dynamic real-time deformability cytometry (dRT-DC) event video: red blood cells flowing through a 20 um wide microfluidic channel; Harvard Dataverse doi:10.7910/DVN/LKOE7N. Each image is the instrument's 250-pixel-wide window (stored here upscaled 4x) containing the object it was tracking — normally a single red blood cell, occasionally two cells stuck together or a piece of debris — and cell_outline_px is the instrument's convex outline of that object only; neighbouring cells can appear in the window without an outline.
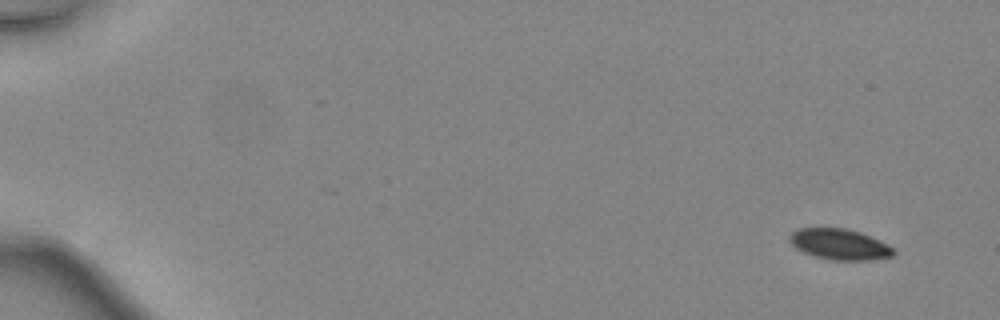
{"species": "common noctule bat (a hibernating species)", "species_latin": "Nyctalus noctula", "temperature_condition": "warm", "stored_images_in_passage": 45, "camera_frame_rate_fps": 3000, "um_per_image_px": 0.085, "animal": {"sex": "female", "body_mass_g": 24.6, "forearm_length_mm": 56.2}, "frame": {"image": 1, "passage_image": 1, "time_ms": 0.0, "image_size_px": [1000, 320], "cell_outline_px": [[896, 252], [892, 256], [872, 260], [828, 260], [812, 256], [796, 248], [788, 240], [788, 236], [792, 232], [800, 228], [844, 228], [860, 232], [888, 244], [896, 248]], "centroid_in_image_um": [71.37, 20.77], "position_along_channel_um": 13.6, "area_um2": 18.84}}
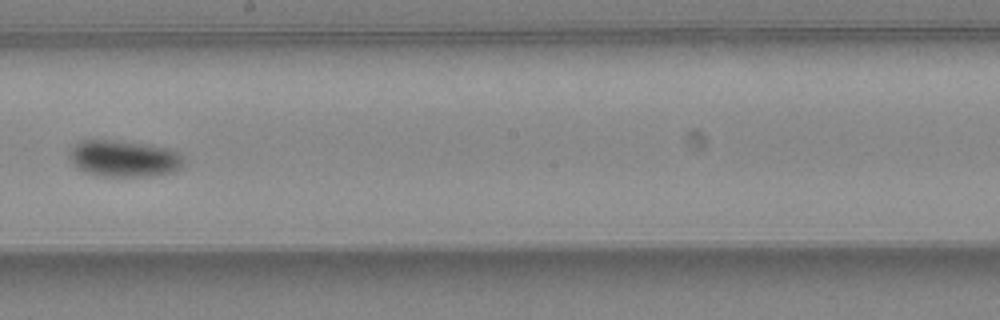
{"frame": {"image": 2, "passage_image": 27, "time_ms": 8.667, "image_size_px": [1000, 320], "cell_outline_px": [[184, 164], [180, 168], [172, 172], [152, 176], [100, 176], [88, 172], [72, 164], [68, 156], [72, 148], [80, 140], [116, 140], [148, 144], [164, 148], [176, 152], [180, 156]], "centroid_in_image_um": [10.51, 13.47], "position_along_channel_um": 237.7, "area_um2": 24.1}}
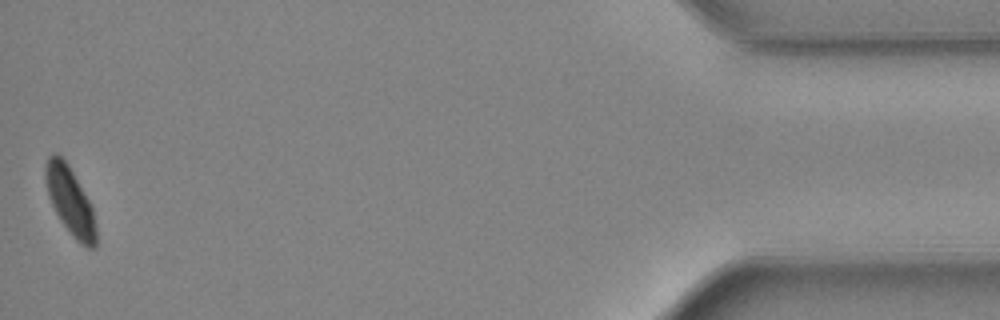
{"frame": {"image": 3, "passage_image": 45, "time_ms": 14.667, "image_size_px": [1000, 320], "cell_outline_px": [[96, 248], [88, 248], [80, 244], [72, 236], [60, 220], [48, 196], [44, 176], [44, 168], [48, 156], [52, 152], [56, 152], [68, 164], [88, 200], [92, 208], [96, 228]], "centroid_in_image_um": [5.94, 17.08], "position_along_channel_um": 429.3, "area_um2": 19.88}, "authors_computed_cell_mechanics": {"area_um2": 21.3282, "velocity_mm_per_s": 4.5225, "shape_relaxation_time_tau1_ms": 3.3029, "shape_relaxation_time_tau2_ms": null, "deformation_change_tau1": 0.0892, "deformation_change_tau2": null}}